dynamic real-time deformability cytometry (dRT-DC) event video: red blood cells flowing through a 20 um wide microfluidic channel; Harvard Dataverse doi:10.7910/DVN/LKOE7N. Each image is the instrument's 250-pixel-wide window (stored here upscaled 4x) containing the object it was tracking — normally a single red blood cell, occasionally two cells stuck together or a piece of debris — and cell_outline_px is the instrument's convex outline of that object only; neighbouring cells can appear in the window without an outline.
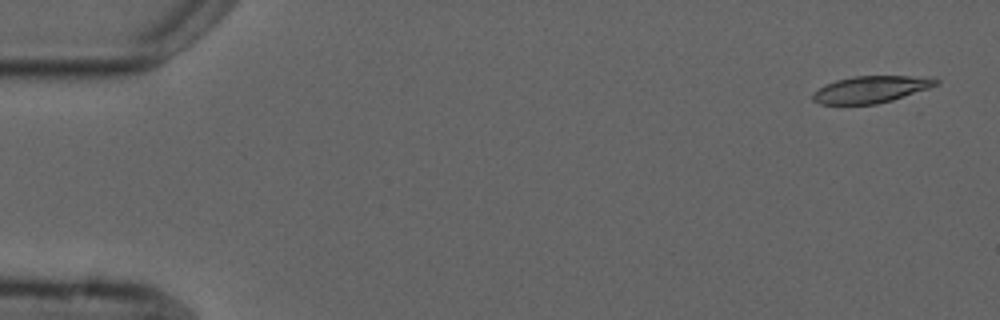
{"species": "common noctule bat (a hibernating species)", "species_latin": "Nyctalus noctula", "temperature_condition": "cold", "stored_images_in_passage": 5, "camera_frame_rate_fps": 3000, "um_per_image_px": 0.085, "animal": {"sex": "male", "forearm_length_mm": 52.5}, "frame": {"image": 1, "passage_image": 1, "time_ms": 0.0, "image_size_px": [1000, 320], "cell_outline_px": [[940, 84], [892, 100], [876, 104], [820, 104], [812, 100], [812, 92], [836, 80], [852, 76], [932, 76], [940, 80]], "centroid_in_image_um": [74.07, 7.58], "position_along_channel_um": 10.9, "area_um2": 19.31}}
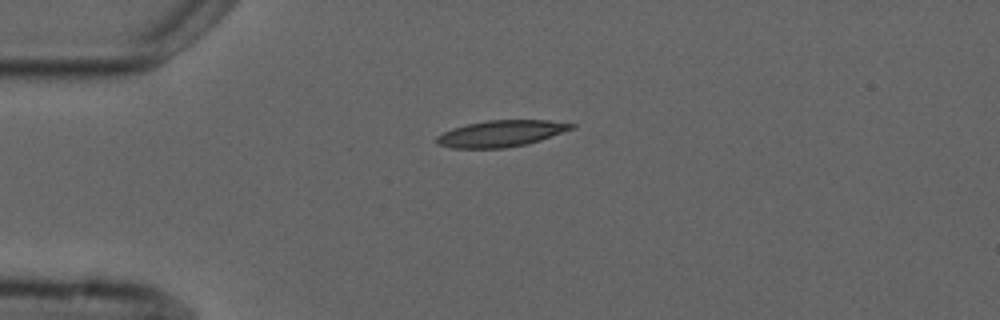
{"frame": {"image": 2, "passage_image": 4, "time_ms": 3.667, "image_size_px": [1000, 320], "cell_outline_px": [[576, 128], [528, 144], [504, 148], [452, 148], [436, 144], [436, 136], [452, 128], [468, 124], [488, 120], [548, 120], [576, 124]], "centroid_in_image_um": [42.6, 11.35], "position_along_channel_um": 42.4, "area_um2": 20.81}}